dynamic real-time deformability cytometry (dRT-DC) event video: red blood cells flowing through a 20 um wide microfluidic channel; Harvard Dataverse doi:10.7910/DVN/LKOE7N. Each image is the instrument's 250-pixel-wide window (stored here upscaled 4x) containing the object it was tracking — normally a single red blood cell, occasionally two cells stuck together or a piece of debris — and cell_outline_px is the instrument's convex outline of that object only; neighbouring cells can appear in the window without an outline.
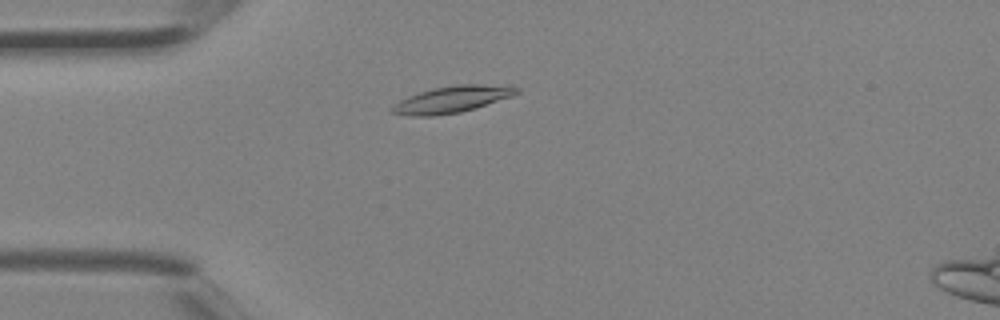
{"species": "Egyptian fruit bat (a non-hibernating species)", "species_latin": "Rousettus aegyptiacus", "temperature_condition": "room temperature", "stored_images_in_passage": 1, "camera_frame_rate_fps": 3000, "um_per_image_px": 0.085, "animal": {"sex": "female"}, "frame": {"image": 1, "passage_image": 1, "time_ms": 0.0, "image_size_px": [1000, 320], "cell_outline_px": [[520, 92], [512, 96], [476, 108], [460, 112], [432, 116], [412, 116], [392, 112], [392, 104], [408, 96], [432, 88], [460, 84], [512, 84], [520, 88]], "centroid_in_image_um": [38.51, 8.42], "position_along_channel_um": 46.5, "area_um2": 19.54}}